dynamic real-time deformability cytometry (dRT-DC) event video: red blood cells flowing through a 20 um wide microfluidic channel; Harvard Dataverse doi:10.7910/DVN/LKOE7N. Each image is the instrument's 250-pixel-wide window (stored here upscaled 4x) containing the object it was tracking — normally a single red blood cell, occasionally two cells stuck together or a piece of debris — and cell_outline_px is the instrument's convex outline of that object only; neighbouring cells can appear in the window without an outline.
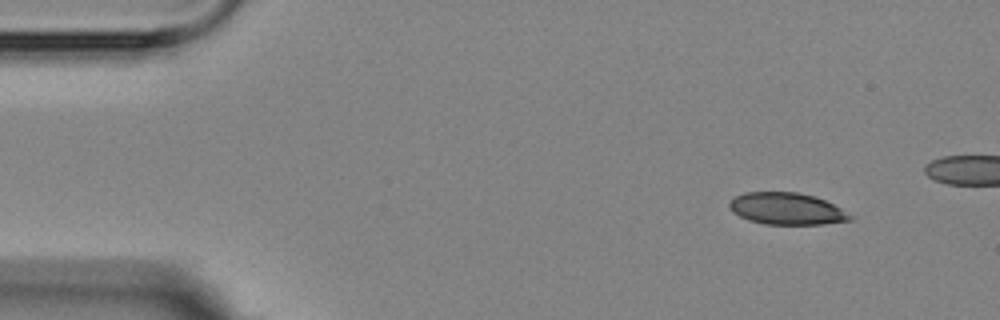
{"species": "Egyptian fruit bat (a non-hibernating species)", "species_latin": "Rousettus aegyptiacus", "temperature_condition": "room temperature", "stored_images_in_passage": 5, "camera_frame_rate_fps": 3000, "um_per_image_px": 0.085, "animal": {"sex": "female"}, "frame": {"image": 1, "passage_image": 1, "time_ms": 0.0, "image_size_px": [1000, 320], "cell_outline_px": [[852, 220], [824, 224], [764, 224], [748, 220], [732, 212], [728, 204], [728, 200], [744, 192], [796, 192], [812, 196], [824, 200], [840, 208], [852, 216]], "centroid_in_image_um": [66.82, 17.74], "position_along_channel_um": 18.2, "area_um2": 22.31}}